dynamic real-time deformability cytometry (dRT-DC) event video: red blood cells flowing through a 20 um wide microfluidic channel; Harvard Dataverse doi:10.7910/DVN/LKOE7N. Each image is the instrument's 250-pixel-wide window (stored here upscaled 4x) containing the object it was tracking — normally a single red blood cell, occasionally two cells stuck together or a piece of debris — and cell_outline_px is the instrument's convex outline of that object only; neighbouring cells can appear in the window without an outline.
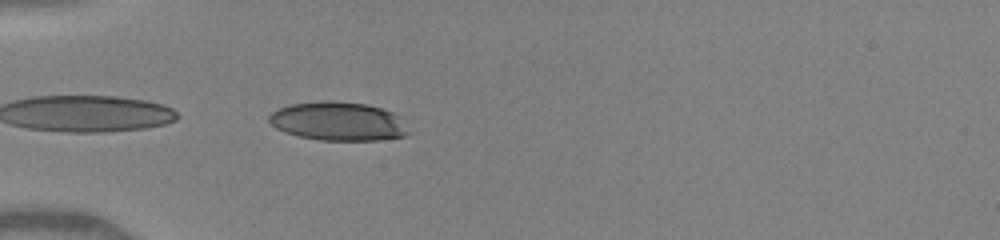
{"species": "human", "species_latin": "Homo sapiens", "temperature_condition": "warm", "stored_images_in_passage": 18, "segment_of_instrument_passage": [2, 2], "camera_frame_rate_fps": 3000, "um_per_image_px": 0.085, "donor": {"sex": "female"}, "frame": {"image": 1, "passage_image": 8, "time_ms": 4.0, "image_size_px": [1000, 240], "cell_outline_px": [[412, 132], [408, 136], [380, 140], [320, 140], [300, 136], [284, 132], [276, 128], [268, 120], [268, 116], [272, 112], [288, 104], [324, 100], [328, 100], [368, 104], [392, 112]], "centroid_in_image_um": [28.75, 10.31], "position_along_channel_um": 56.3, "area_um2": 31.56}}
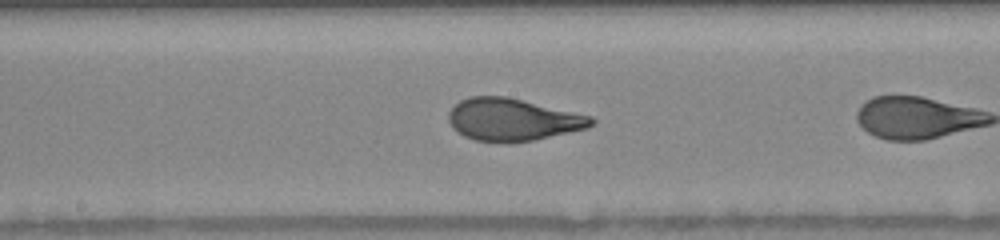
{"frame": {"image": 2, "passage_image": 17, "time_ms": 7.0, "image_size_px": [1000, 240], "cell_outline_px": [[596, 124], [588, 128], [532, 140], [508, 144], [476, 140], [464, 136], [448, 120], [448, 112], [460, 100], [468, 96], [508, 96], [592, 116], [596, 120]], "centroid_in_image_um": [43.61, 10.16], "position_along_channel_um": 204.6, "area_um2": 35.37}}